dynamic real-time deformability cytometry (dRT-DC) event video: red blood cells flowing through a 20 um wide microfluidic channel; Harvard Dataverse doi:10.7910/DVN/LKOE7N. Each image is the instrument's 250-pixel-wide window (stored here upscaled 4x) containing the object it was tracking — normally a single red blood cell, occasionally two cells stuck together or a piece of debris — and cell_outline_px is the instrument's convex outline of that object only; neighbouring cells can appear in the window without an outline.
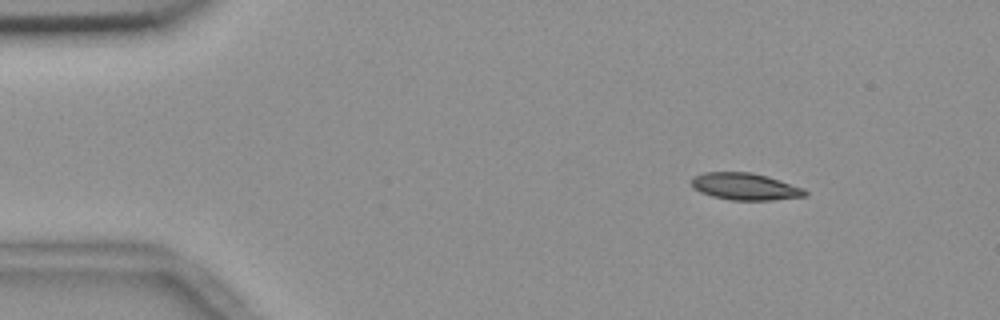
{"species": "common noctule bat (a hibernating species)", "species_latin": "Nyctalus noctula", "temperature_condition": "room temperature", "stored_images_in_passage": 5, "camera_frame_rate_fps": 3000, "um_per_image_px": 0.085, "animal": {"sex": "female", "body_mass_g": 18.4}, "frame": {"image": 1, "passage_image": 1, "time_ms": 0.0, "image_size_px": [1000, 320], "cell_outline_px": [[808, 192], [804, 196], [772, 200], [732, 200], [712, 196], [700, 192], [692, 188], [692, 180], [696, 176], [704, 172], [752, 172], [768, 176], [804, 188]], "centroid_in_image_um": [63.34, 15.85], "position_along_channel_um": 21.7, "area_um2": 17.8}}
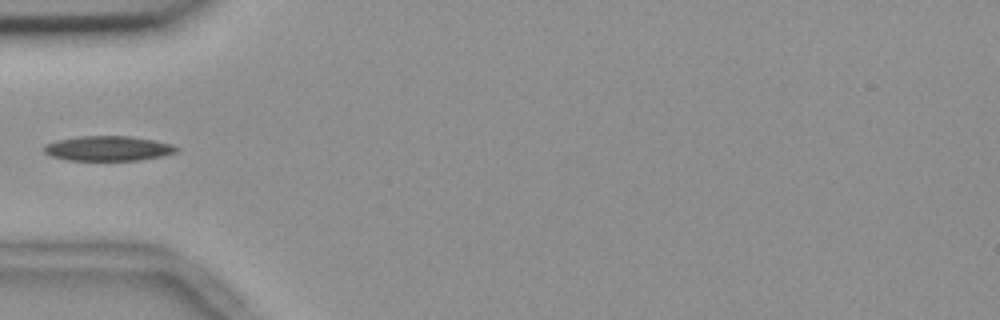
{"frame": {"image": 2, "passage_image": 4, "time_ms": 1.0, "image_size_px": [1000, 320], "cell_outline_px": [[180, 148], [176, 152], [160, 156], [140, 160], [68, 160], [52, 156], [44, 152], [44, 144], [56, 140], [80, 136], [128, 136], [152, 140], [172, 144]], "centroid_in_image_um": [9.17, 12.61], "position_along_channel_um": 75.8, "area_um2": 19.07}}